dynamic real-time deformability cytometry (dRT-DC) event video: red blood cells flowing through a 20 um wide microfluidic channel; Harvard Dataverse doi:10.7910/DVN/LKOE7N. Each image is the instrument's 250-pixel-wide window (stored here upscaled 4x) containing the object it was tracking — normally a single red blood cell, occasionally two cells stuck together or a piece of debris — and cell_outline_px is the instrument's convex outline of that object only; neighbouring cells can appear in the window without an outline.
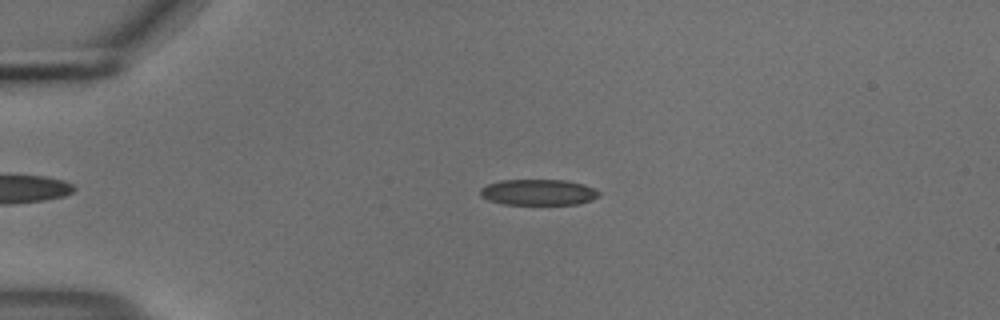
{"species": "common noctule bat (a hibernating species)", "species_latin": "Nyctalus noctula", "temperature_condition": "cold", "stored_images_in_passage": 21, "camera_frame_rate_fps": 3000, "um_per_image_px": 0.085, "animal": {"sex": "male", "body_mass_g": 18.8}, "frame": {"image": 1, "passage_image": 13, "time_ms": 4.0, "image_size_px": [1000, 320], "cell_outline_px": [[600, 192], [592, 200], [580, 204], [504, 204], [488, 200], [480, 196], [480, 188], [488, 184], [500, 180], [564, 180], [584, 184]], "centroid_in_image_um": [45.73, 16.34], "position_along_channel_um": 39.3, "area_um2": 17.86}}
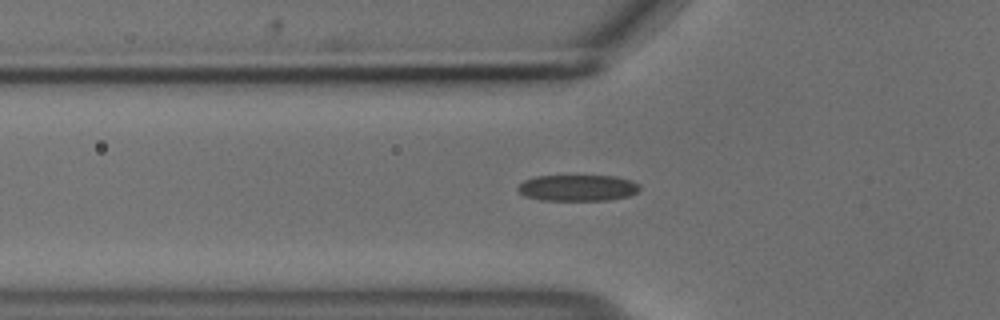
{"frame": {"image": 2, "passage_image": 19, "time_ms": 6.0, "image_size_px": [1000, 320], "cell_outline_px": [[640, 188], [636, 192], [628, 196], [608, 200], [540, 200], [524, 196], [516, 188], [524, 180], [536, 176], [616, 176], [640, 184]], "centroid_in_image_um": [49.07, 15.97], "position_along_channel_um": 76.7, "area_um2": 18.55}}